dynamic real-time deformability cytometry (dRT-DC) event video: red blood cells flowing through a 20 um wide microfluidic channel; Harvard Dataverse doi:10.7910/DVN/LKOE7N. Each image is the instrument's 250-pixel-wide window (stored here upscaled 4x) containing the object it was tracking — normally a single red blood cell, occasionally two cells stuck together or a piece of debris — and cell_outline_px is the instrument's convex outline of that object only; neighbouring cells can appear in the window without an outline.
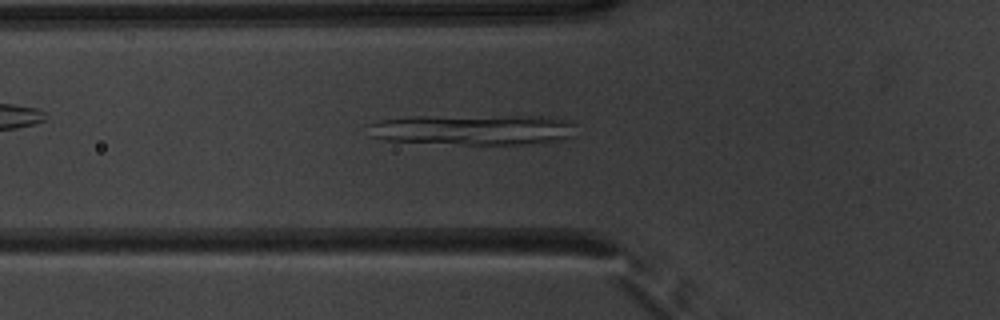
{"species": "common noctule bat (a hibernating species)", "species_latin": "Nyctalus noctula", "temperature_condition": "warm", "stored_images_in_passage": 51, "camera_frame_rate_fps": 3000, "um_per_image_px": 0.085, "animal": {"sex": "male", "body_mass_g": 20.1, "forearm_length_mm": 53.5}, "frame": {"image": 1, "passage_image": 18, "time_ms": 5.667, "image_size_px": [1000, 320], "cell_outline_px": [[576, 124], [572, 136], [560, 140], [544, 144], [464, 144], [384, 140], [368, 136], [368, 124], [380, 120], [408, 116], [548, 116], [568, 120]], "centroid_in_image_um": [40.24, 11.02], "position_along_channel_um": 85.6, "area_um2": 37.51}}
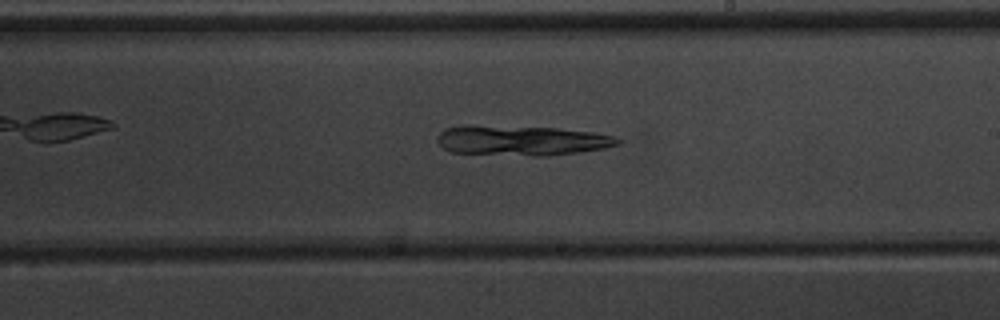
{"frame": {"image": 2, "passage_image": 30, "time_ms": 9.667, "image_size_px": [1000, 320], "cell_outline_px": [[624, 140], [620, 144], [608, 148], [580, 152], [548, 156], [536, 156], [452, 152], [444, 148], [436, 140], [440, 132], [444, 128], [460, 124], [468, 124], [556, 128], [592, 132], [612, 136]], "centroid_in_image_um": [44.33, 11.93], "position_along_channel_um": 244.7, "area_um2": 32.02}}
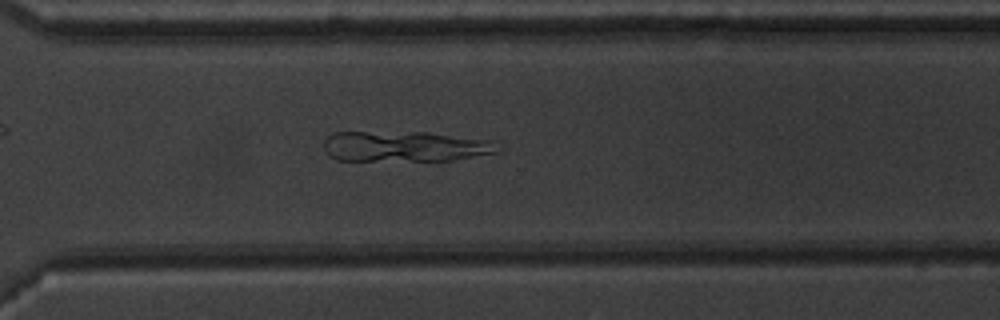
{"frame": {"image": 3, "passage_image": 37, "time_ms": 12.0, "image_size_px": [1000, 320], "cell_outline_px": [[504, 148], [500, 152], [428, 164], [336, 160], [328, 156], [324, 148], [324, 140], [332, 132], [428, 132], [492, 140]], "centroid_in_image_um": [34.47, 12.5], "position_along_channel_um": 336.1, "area_um2": 32.95}}